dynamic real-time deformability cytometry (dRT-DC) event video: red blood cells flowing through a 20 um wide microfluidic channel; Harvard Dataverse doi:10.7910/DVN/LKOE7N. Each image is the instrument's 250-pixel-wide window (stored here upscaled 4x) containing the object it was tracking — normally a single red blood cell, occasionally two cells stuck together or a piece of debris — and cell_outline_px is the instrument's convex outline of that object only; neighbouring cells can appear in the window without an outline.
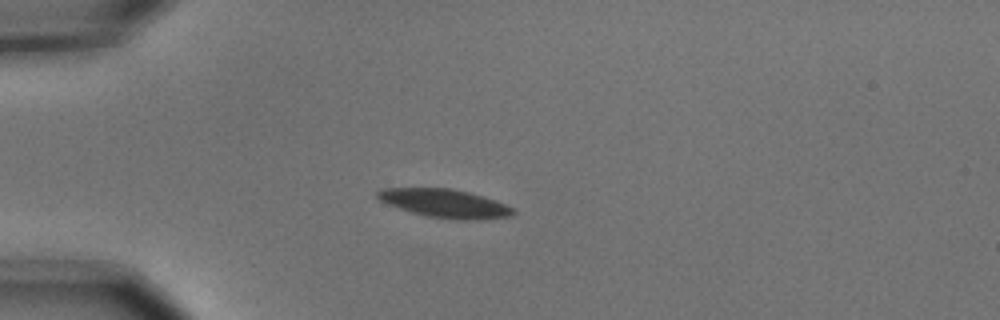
{"species": "common noctule bat (a hibernating species)", "species_latin": "Nyctalus noctula", "temperature_condition": "cold", "stored_images_in_passage": 8, "camera_frame_rate_fps": 3000, "um_per_image_px": 0.085, "animal": {"sex": "male", "body_mass_g": 15.6}, "frame": {"image": 1, "passage_image": 4, "time_ms": 1.0, "image_size_px": [1000, 320], "cell_outline_px": [[516, 212], [512, 216], [480, 220], [456, 220], [428, 216], [412, 212], [388, 204], [380, 200], [376, 196], [376, 192], [380, 188], [452, 188], [484, 196], [496, 200], [516, 208]], "centroid_in_image_um": [37.88, 17.29], "position_along_channel_um": 47.1, "area_um2": 22.72}}
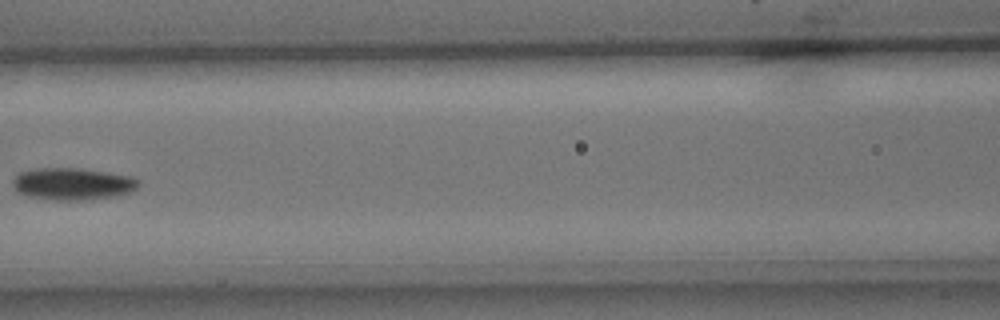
{"frame": {"image": 2, "passage_image": 7, "time_ms": 2.0, "image_size_px": [1000, 320], "cell_outline_px": [[140, 184], [132, 192], [116, 196], [92, 200], [52, 200], [28, 196], [16, 192], [12, 184], [12, 180], [20, 172], [36, 168], [76, 168], [132, 176], [140, 180]], "centroid_in_image_um": [6.18, 15.64], "position_along_channel_um": 160.4, "area_um2": 23.76}}
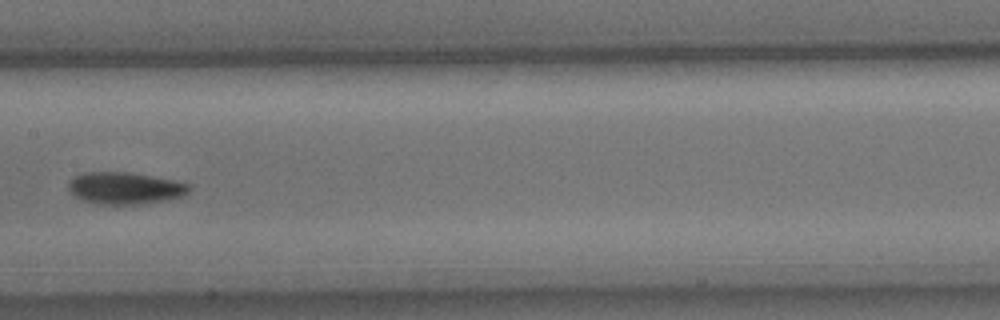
{"frame": {"image": 3, "passage_image": 8, "time_ms": 2.333, "image_size_px": [1000, 320], "cell_outline_px": [[192, 188], [184, 196], [164, 200], [140, 204], [96, 204], [84, 200], [76, 196], [68, 188], [68, 180], [84, 172], [128, 172], [176, 180], [188, 184]], "centroid_in_image_um": [10.64, 15.98], "position_along_channel_um": 196.8, "area_um2": 22.43}}